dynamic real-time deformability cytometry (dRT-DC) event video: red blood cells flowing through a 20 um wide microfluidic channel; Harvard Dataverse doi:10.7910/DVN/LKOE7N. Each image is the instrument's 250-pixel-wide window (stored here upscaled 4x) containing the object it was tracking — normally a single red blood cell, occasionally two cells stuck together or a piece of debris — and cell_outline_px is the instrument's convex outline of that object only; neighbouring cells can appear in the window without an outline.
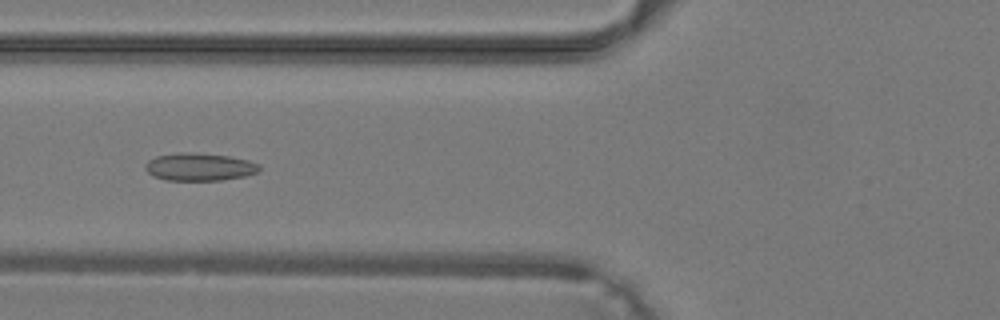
{"species": "common noctule bat (a hibernating species)", "species_latin": "Nyctalus noctula", "temperature_condition": "warm", "stored_images_in_passage": 41, "camera_frame_rate_fps": 3000, "um_per_image_px": 0.085, "animal": {"sex": "male", "body_mass_g": 19.2, "forearm_length_mm": 51.8}, "frame": {"image": 1, "passage_image": 17, "time_ms": 5.333, "image_size_px": [1000, 320], "cell_outline_px": [[260, 168], [256, 172], [244, 176], [220, 180], [164, 180], [152, 176], [144, 168], [144, 164], [148, 160], [156, 156], [180, 152], [184, 152], [228, 156], [248, 160], [260, 164]], "centroid_in_image_um": [16.9, 14.19], "position_along_channel_um": 108.9, "area_um2": 18.32}}
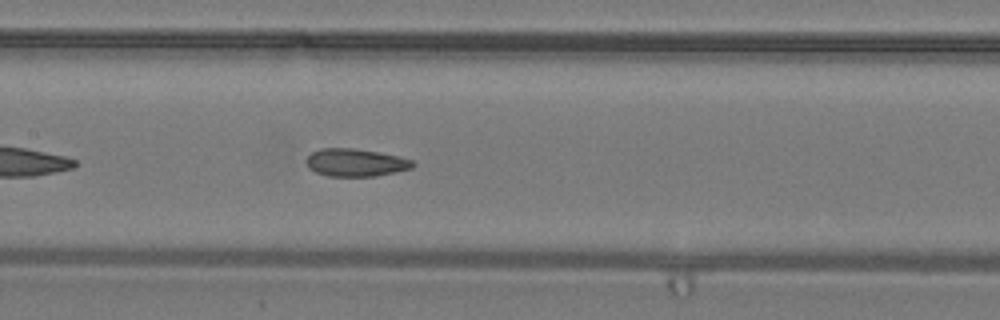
{"frame": {"image": 2, "passage_image": 21, "time_ms": 6.667, "image_size_px": [1000, 320], "cell_outline_px": [[416, 164], [412, 168], [396, 172], [376, 176], [328, 176], [316, 172], [308, 168], [304, 160], [312, 152], [320, 148], [352, 148], [400, 156], [412, 160]], "centroid_in_image_um": [30.21, 13.82], "position_along_channel_um": 177.2, "area_um2": 17.28}}
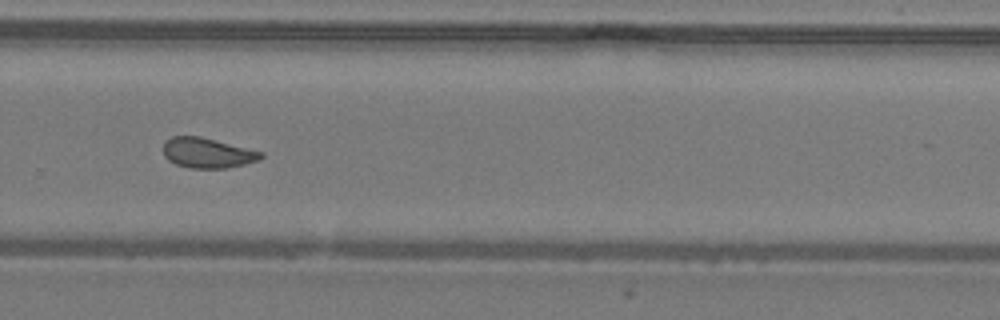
{"frame": {"image": 3, "passage_image": 29, "time_ms": 9.333, "image_size_px": [1000, 320], "cell_outline_px": [[264, 156], [260, 160], [244, 164], [224, 168], [188, 168], [176, 164], [168, 160], [164, 156], [164, 140], [172, 136], [200, 136], [264, 152]], "centroid_in_image_um": [17.63, 12.99], "position_along_channel_um": 312.2, "area_um2": 17.22}}